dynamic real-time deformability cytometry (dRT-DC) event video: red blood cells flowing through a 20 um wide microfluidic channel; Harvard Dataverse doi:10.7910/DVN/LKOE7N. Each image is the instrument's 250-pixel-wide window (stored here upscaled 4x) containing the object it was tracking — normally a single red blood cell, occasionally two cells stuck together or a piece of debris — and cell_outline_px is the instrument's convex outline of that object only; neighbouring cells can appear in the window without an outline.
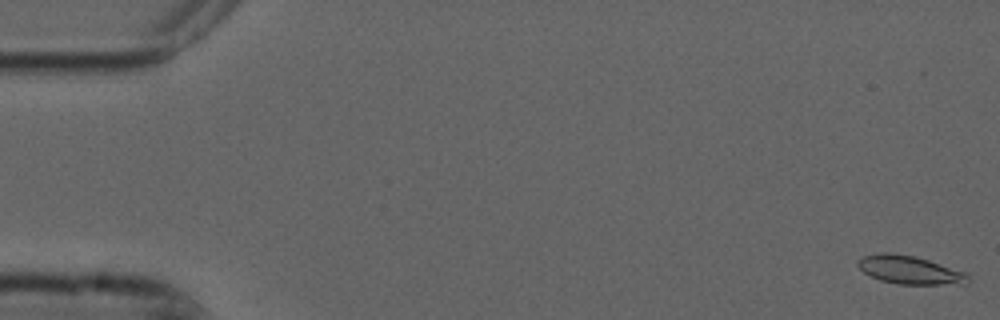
{"species": "common noctule bat (a hibernating species)", "species_latin": "Nyctalus noctula", "temperature_condition": "cold", "stored_images_in_passage": 5, "camera_frame_rate_fps": 3000, "um_per_image_px": 0.085, "animal": {"sex": "male", "forearm_length_mm": 52.5}, "frame": {"image": 1, "passage_image": 1, "time_ms": 0.0, "image_size_px": [1000, 320], "cell_outline_px": [[972, 280], [968, 284], [900, 284], [880, 280], [864, 272], [856, 264], [856, 260], [864, 256], [880, 252], [888, 252], [912, 256], [928, 260], [968, 272]], "centroid_in_image_um": [77.39, 22.95], "position_along_channel_um": 7.6, "area_um2": 18.26}}